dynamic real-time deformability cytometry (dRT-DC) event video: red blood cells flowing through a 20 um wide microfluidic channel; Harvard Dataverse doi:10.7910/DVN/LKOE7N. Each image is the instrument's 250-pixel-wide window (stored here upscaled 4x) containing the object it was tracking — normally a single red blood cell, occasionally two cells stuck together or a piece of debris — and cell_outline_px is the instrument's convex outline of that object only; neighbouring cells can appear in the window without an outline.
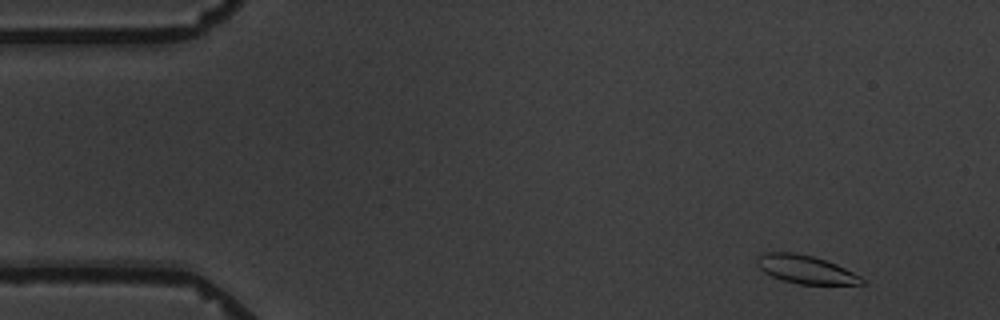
{"species": "common noctule bat (a hibernating species)", "species_latin": "Nyctalus noctula", "temperature_condition": "warm", "stored_images_in_passage": 6, "camera_frame_rate_fps": 3000, "um_per_image_px": 0.085, "animal": {"sex": "male", "body_mass_g": 19.5, "forearm_length_mm": 54.6}, "frame": {"image": 1, "passage_image": 1, "time_ms": 0.0, "image_size_px": [1000, 320], "cell_outline_px": [[868, 284], [796, 284], [772, 276], [764, 272], [756, 264], [756, 256], [764, 252], [792, 252], [812, 256], [836, 264], [860, 276]], "centroid_in_image_um": [68.44, 22.89], "position_along_channel_um": 16.6, "area_um2": 17.17}}
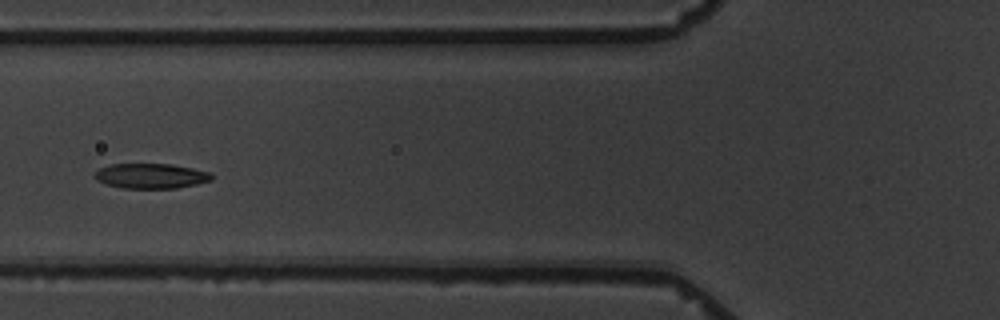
{"frame": {"image": 2, "passage_image": 6, "time_ms": 5.667, "image_size_px": [1000, 320], "cell_outline_px": [[212, 180], [196, 184], [176, 188], [124, 188], [104, 184], [96, 180], [92, 176], [100, 168], [108, 164], [172, 164], [212, 172]], "centroid_in_image_um": [12.81, 14.95], "position_along_channel_um": 113.0, "area_um2": 17.17}}